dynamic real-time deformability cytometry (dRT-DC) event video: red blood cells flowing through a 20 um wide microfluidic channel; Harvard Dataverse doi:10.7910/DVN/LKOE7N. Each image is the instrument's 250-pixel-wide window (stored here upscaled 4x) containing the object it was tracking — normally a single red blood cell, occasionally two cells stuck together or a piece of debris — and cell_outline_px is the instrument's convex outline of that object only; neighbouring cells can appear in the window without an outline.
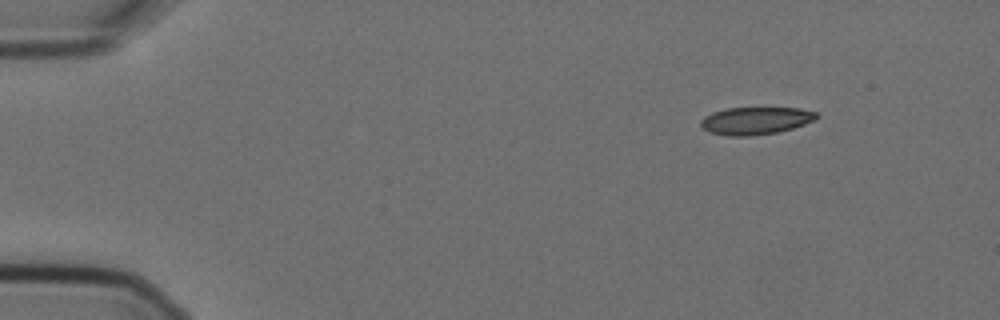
{"species": "Egyptian fruit bat (a non-hibernating species)", "species_latin": "Rousettus aegyptiacus", "temperature_condition": "cold", "stored_images_in_passage": 6, "camera_frame_rate_fps": 3000, "um_per_image_px": 0.085, "animal": {"sex": "female"}, "frame": {"image": 1, "passage_image": 6, "time_ms": 1.667, "image_size_px": [1000, 320], "cell_outline_px": [[820, 116], [816, 120], [792, 128], [776, 132], [748, 136], [728, 136], [708, 132], [700, 124], [700, 120], [704, 116], [712, 112], [728, 108], [800, 108], [816, 112]], "centroid_in_image_um": [64.22, 10.25], "position_along_channel_um": 20.8, "area_um2": 18.55}}